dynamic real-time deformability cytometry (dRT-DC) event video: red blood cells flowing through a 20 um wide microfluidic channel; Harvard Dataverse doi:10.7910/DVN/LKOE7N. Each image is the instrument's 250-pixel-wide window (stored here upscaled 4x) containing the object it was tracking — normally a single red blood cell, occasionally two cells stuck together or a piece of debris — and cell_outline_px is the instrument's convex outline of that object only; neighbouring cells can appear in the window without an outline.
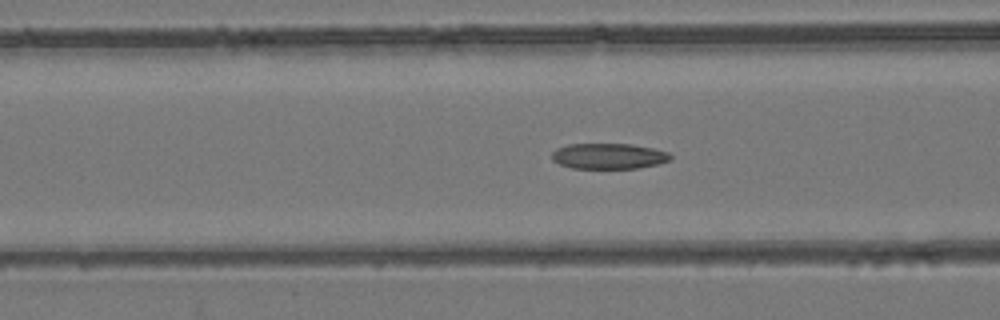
{"species": "common noctule bat (a hibernating species)", "species_latin": "Nyctalus noctula", "temperature_condition": "room temperature", "stored_images_in_passage": 39, "camera_frame_rate_fps": 3000, "um_per_image_px": 0.085, "animal": {"sex": "female", "body_mass_g": 24.6, "forearm_length_mm": 56.2}, "frame": {"image": 1, "passage_image": 6, "time_ms": 1.667, "image_size_px": [1000, 320], "cell_outline_px": [[672, 160], [660, 164], [636, 168], [572, 168], [560, 164], [552, 160], [552, 152], [556, 148], [568, 144], [632, 144], [652, 148], [668, 152], [672, 156]], "centroid_in_image_um": [51.75, 13.27], "position_along_channel_um": 114.8, "area_um2": 17.8}}
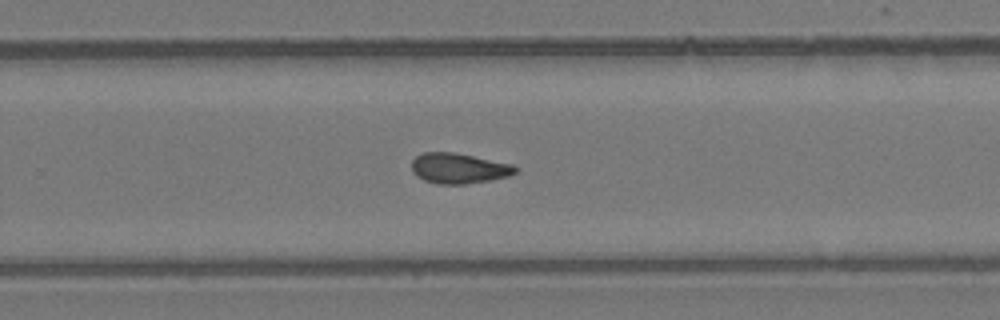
{"frame": {"image": 2, "passage_image": 20, "time_ms": 6.333, "image_size_px": [1000, 320], "cell_outline_px": [[516, 172], [508, 176], [488, 180], [464, 184], [436, 184], [424, 180], [416, 176], [412, 172], [412, 160], [416, 156], [424, 152], [452, 152], [512, 164], [516, 168]], "centroid_in_image_um": [38.94, 14.31], "position_along_channel_um": 290.9, "area_um2": 18.15}}
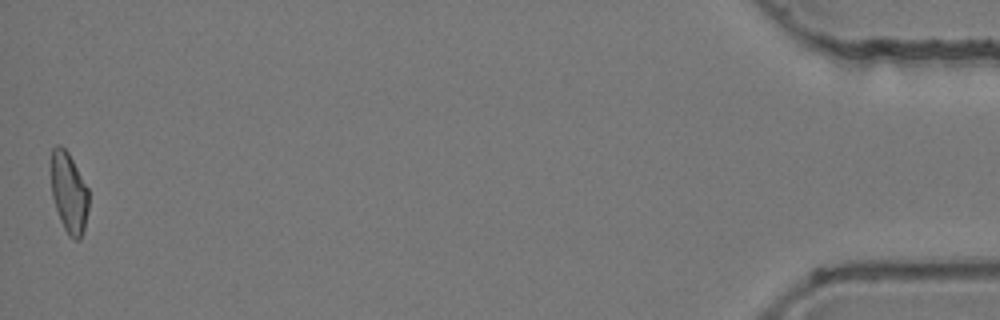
{"frame": {"image": 3, "passage_image": 39, "time_ms": 12.667, "image_size_px": [1000, 320], "cell_outline_px": [[88, 208], [84, 228], [80, 240], [76, 240], [68, 236], [60, 220], [52, 196], [52, 148], [56, 144], [60, 144], [68, 152], [88, 188]], "centroid_in_image_um": [5.86, 16.39], "position_along_channel_um": 429.3, "area_um2": 17.46}, "authors_computed_cell_mechanics": {"area_um2": 18.1492, "velocity_mm_per_s": 3.7732, "shape_relaxation_time_tau1_ms": null, "shape_relaxation_time_tau2_ms": 11.2361, "deformation_change_tau1": null, "deformation_change_tau2": 0.212}}